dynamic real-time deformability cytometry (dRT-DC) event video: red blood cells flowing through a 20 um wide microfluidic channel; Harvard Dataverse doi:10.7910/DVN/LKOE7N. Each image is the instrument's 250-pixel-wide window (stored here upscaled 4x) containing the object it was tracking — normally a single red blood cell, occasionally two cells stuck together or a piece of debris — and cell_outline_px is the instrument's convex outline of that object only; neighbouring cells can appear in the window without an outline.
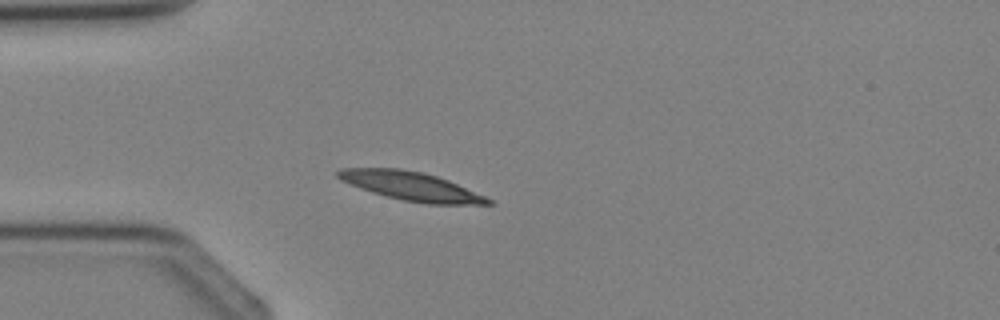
{"species": "Egyptian fruit bat (a non-hibernating species)", "species_latin": "Rousettus aegyptiacus", "temperature_condition": "cold", "stored_images_in_passage": 1, "camera_frame_rate_fps": 3000, "um_per_image_px": 0.085, "animal": {"sex": "female"}, "frame": {"image": 1, "passage_image": 1, "time_ms": 0.0, "image_size_px": [1000, 320], "cell_outline_px": [[492, 204], [428, 204], [404, 200], [372, 192], [360, 188], [340, 180], [336, 176], [336, 172], [340, 168], [400, 168], [424, 172], [448, 180], [484, 196], [492, 200]], "centroid_in_image_um": [34.9, 15.81], "position_along_channel_um": 50.1, "area_um2": 24.8}}